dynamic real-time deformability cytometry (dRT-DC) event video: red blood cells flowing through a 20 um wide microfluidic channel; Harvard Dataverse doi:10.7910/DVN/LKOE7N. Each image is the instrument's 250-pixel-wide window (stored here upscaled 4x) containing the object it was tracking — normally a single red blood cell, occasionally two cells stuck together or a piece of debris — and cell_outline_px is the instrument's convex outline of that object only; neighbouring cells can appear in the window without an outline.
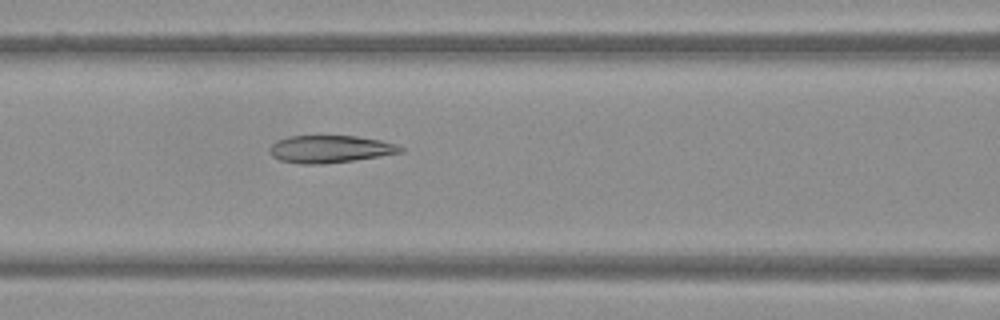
{"species": "Egyptian fruit bat (a non-hibernating species)", "species_latin": "Rousettus aegyptiacus", "temperature_condition": "warm", "stored_images_in_passage": 38, "camera_frame_rate_fps": 3000, "um_per_image_px": 0.085, "frame": {"image": 1, "passage_image": 10, "time_ms": 3.0, "image_size_px": [1000, 320], "cell_outline_px": [[404, 152], [380, 156], [324, 164], [300, 164], [280, 160], [272, 156], [268, 148], [276, 140], [288, 136], [356, 136], [380, 140], [396, 144], [404, 148]], "centroid_in_image_um": [28.04, 12.67], "position_along_channel_um": 138.6, "area_um2": 20.92}}
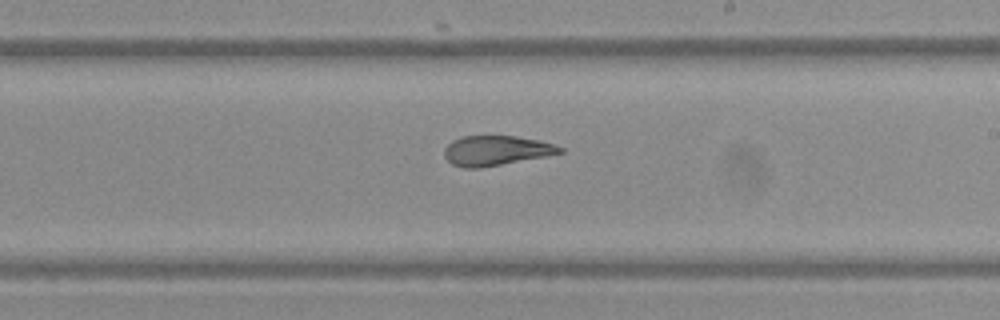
{"frame": {"image": 2, "passage_image": 18, "time_ms": 5.667, "image_size_px": [1000, 320], "cell_outline_px": [[564, 152], [544, 156], [480, 168], [464, 168], [452, 164], [444, 156], [444, 148], [452, 140], [460, 136], [516, 136], [540, 140], [564, 148]], "centroid_in_image_um": [42.13, 12.79], "position_along_channel_um": 246.9, "area_um2": 20.0}}
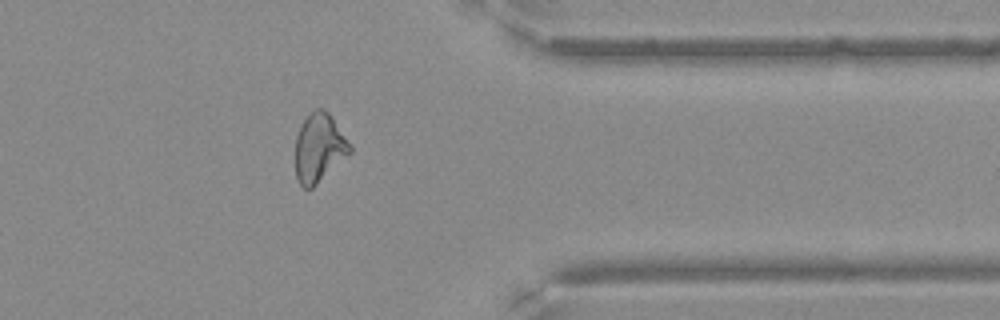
{"frame": {"image": 3, "passage_image": 29, "time_ms": 9.333, "image_size_px": [1000, 320], "cell_outline_px": [[352, 152], [312, 188], [304, 188], [296, 180], [296, 136], [304, 120], [316, 108], [320, 108], [328, 112], [352, 148]], "centroid_in_image_um": [27.11, 12.6], "position_along_channel_um": 384.3, "area_um2": 21.33}}